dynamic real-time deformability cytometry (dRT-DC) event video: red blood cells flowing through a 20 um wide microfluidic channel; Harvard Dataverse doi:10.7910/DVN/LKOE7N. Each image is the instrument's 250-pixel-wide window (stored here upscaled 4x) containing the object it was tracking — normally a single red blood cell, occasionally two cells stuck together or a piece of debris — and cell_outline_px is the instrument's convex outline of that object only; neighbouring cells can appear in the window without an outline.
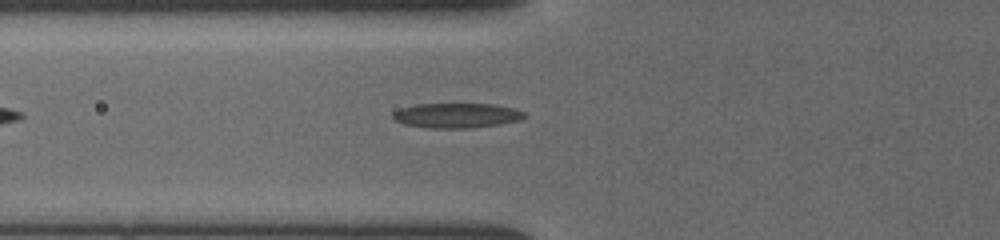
{"species": "common noctule bat (a hibernating species)", "species_latin": "Nyctalus noctula", "temperature_condition": "cold", "stored_images_in_passage": 36, "camera_frame_rate_fps": 3000, "um_per_image_px": 0.085, "animal": {"sex": "female", "body_mass_g": 19.5, "forearm_length_mm": 54.1}, "frame": {"image": 1, "passage_image": 6, "time_ms": 1.667, "image_size_px": [1000, 240], "cell_outline_px": [[528, 116], [520, 120], [500, 124], [468, 128], [428, 128], [404, 124], [396, 120], [392, 116], [392, 112], [400, 108], [416, 104], [492, 104], [512, 108], [524, 112]], "centroid_in_image_um": [38.8, 9.81], "position_along_channel_um": 87.0, "area_um2": 19.02}}
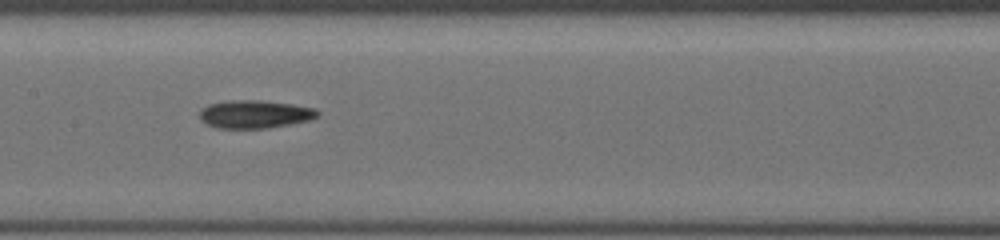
{"frame": {"image": 2, "passage_image": 13, "time_ms": 4.0, "image_size_px": [1000, 240], "cell_outline_px": [[320, 116], [312, 120], [268, 128], [216, 128], [200, 120], [200, 108], [208, 104], [228, 100], [256, 100], [292, 104], [316, 108], [320, 112]], "centroid_in_image_um": [21.68, 9.7], "position_along_channel_um": 185.7, "area_um2": 19.48}}
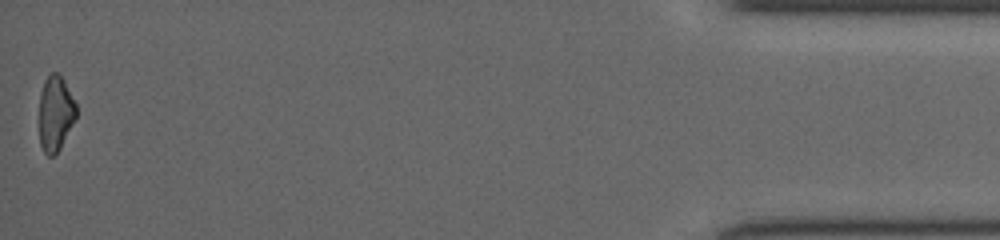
{"frame": {"image": 3, "passage_image": 36, "time_ms": 11.667, "image_size_px": [1000, 240], "cell_outline_px": [[76, 116], [60, 148], [52, 156], [48, 156], [44, 152], [40, 144], [40, 92], [44, 80], [52, 72], [60, 72], [76, 104]], "centroid_in_image_um": [4.71, 9.6], "position_along_channel_um": 430.5, "area_um2": 16.07}}